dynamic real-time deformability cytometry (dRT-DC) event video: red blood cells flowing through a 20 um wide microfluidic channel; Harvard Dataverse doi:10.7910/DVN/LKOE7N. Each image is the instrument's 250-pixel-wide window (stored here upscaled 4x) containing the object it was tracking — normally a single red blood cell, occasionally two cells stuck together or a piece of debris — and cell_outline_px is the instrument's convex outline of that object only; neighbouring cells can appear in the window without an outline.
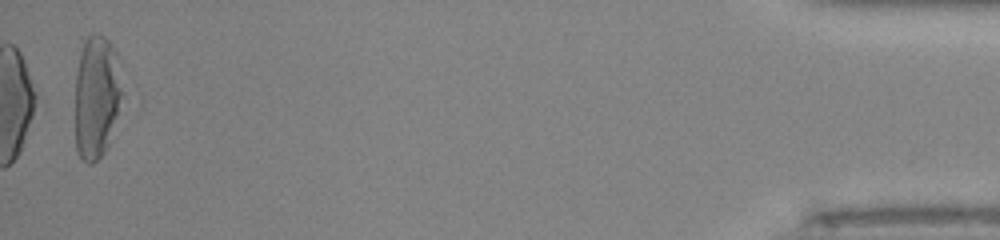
{"species": "human", "species_latin": "Homo sapiens", "temperature_condition": "room temperature", "stored_images_in_passage": 50, "camera_frame_rate_fps": 3000, "um_per_image_px": 0.085, "donor": {"sex": "male"}, "frame": {"image": 1, "passage_image": 50, "time_ms": 16.333, "image_size_px": [1000, 240], "cell_outline_px": [[120, 96], [108, 144], [104, 152], [92, 164], [88, 164], [80, 160], [76, 152], [76, 72], [80, 52], [84, 40], [88, 36], [96, 32], [104, 36], [108, 40], [116, 52], [120, 88]], "centroid_in_image_um": [8.14, 8.23], "position_along_channel_um": 427.1, "area_um2": 33.06}, "authors_computed_cell_mechanics": {"area_um2": 36.2406, "velocity_mm_per_s": 4.1319, "shape_relaxation_time_tau1_ms": 8.5172, "shape_relaxation_time_tau2_ms": 1.8797, "deformation_change_tau1": 0.3256, "deformation_change_tau2": 0.125}}